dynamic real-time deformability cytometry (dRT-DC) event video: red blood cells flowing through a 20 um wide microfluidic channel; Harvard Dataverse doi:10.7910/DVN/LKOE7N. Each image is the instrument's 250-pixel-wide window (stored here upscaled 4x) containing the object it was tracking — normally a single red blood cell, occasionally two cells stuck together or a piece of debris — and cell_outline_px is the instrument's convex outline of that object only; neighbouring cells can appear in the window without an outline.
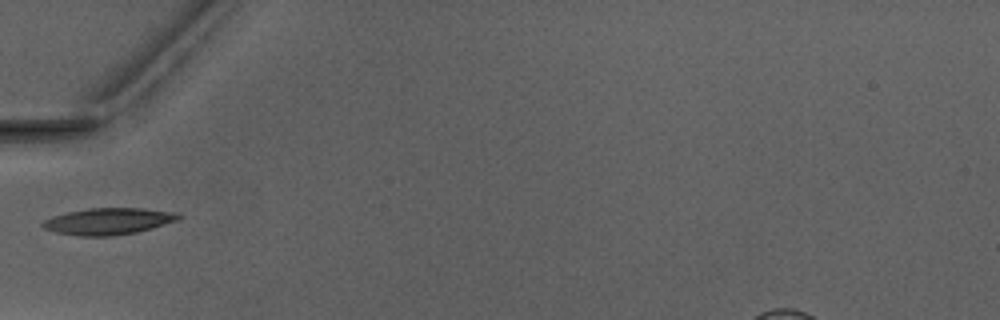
{"species": "Egyptian fruit bat (a non-hibernating species)", "species_latin": "Rousettus aegyptiacus", "temperature_condition": "warm", "stored_images_in_passage": 1, "camera_frame_rate_fps": 3000, "um_per_image_px": 0.085, "animal": {"sex": "male"}, "frame": {"image": 1, "passage_image": 1, "time_ms": 0.0, "image_size_px": [1000, 320], "cell_outline_px": [[184, 216], [180, 220], [152, 228], [136, 232], [112, 236], [80, 236], [56, 232], [44, 228], [40, 224], [44, 220], [52, 216], [68, 212], [88, 208], [144, 208], [176, 212]], "centroid_in_image_um": [9.26, 18.8], "position_along_channel_um": 75.7, "area_um2": 21.21}}